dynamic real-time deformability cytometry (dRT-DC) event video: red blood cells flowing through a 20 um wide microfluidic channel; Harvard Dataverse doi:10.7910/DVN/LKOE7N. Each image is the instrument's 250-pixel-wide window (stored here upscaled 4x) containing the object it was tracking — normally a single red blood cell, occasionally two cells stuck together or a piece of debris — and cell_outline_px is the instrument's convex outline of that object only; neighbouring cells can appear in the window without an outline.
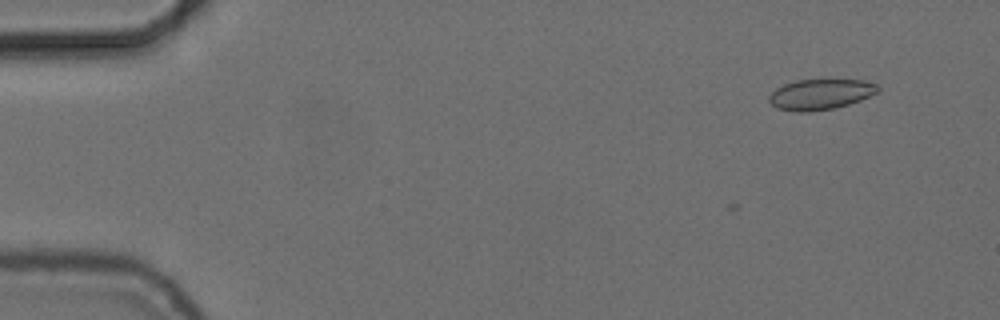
{"species": "common noctule bat (a hibernating species)", "species_latin": "Nyctalus noctula", "temperature_condition": "cold", "stored_images_in_passage": 2, "camera_frame_rate_fps": 3000, "um_per_image_px": 0.085, "animal": {"sex": "female", "body_mass_g": 24.6, "forearm_length_mm": 56.2}, "frame": {"image": 1, "passage_image": 2, "time_ms": 0.333, "image_size_px": [1000, 320], "cell_outline_px": [[880, 88], [876, 92], [860, 100], [848, 104], [832, 108], [808, 112], [796, 112], [776, 108], [768, 100], [768, 96], [776, 88], [784, 84], [796, 80], [828, 76], [864, 80], [876, 84]], "centroid_in_image_um": [69.73, 7.95], "position_along_channel_um": 15.3, "area_um2": 20.17}}